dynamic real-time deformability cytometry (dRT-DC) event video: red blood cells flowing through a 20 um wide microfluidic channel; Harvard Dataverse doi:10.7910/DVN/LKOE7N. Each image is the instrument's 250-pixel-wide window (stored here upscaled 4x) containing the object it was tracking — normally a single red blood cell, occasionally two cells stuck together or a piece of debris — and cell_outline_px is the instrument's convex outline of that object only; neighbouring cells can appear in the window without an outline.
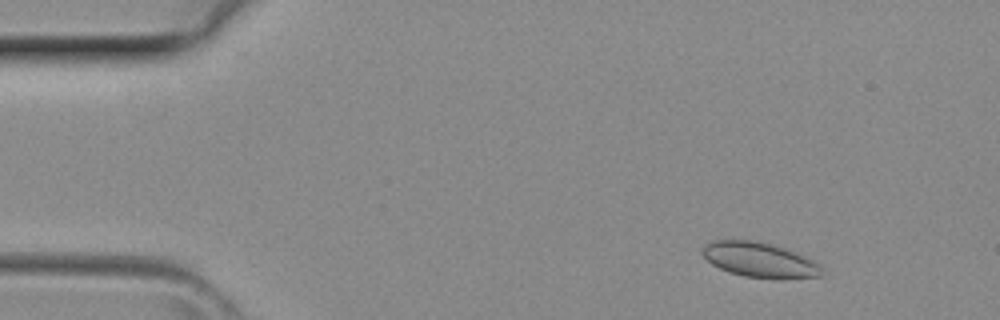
{"species": "common noctule bat (a hibernating species)", "species_latin": "Nyctalus noctula", "temperature_condition": "room temperature", "stored_images_in_passage": 4, "camera_frame_rate_fps": 3000, "um_per_image_px": 0.085, "animal": {"sex": "female", "body_mass_g": 29.2, "forearm_length_mm": 56.3}, "frame": {"image": 1, "passage_image": 2, "time_ms": 0.333, "image_size_px": [1000, 320], "cell_outline_px": [[824, 276], [744, 276], [728, 272], [712, 264], [700, 252], [700, 248], [704, 244], [712, 240], [756, 240], [772, 244], [784, 248], [804, 256], [820, 264]], "centroid_in_image_um": [64.47, 22.03], "position_along_channel_um": 20.5, "area_um2": 23.58}}